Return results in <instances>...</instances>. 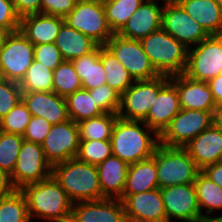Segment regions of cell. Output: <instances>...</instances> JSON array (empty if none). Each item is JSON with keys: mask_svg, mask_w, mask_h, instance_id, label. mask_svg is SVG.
I'll return each instance as SVG.
<instances>
[{"mask_svg": "<svg viewBox=\"0 0 222 222\" xmlns=\"http://www.w3.org/2000/svg\"><path fill=\"white\" fill-rule=\"evenodd\" d=\"M110 141L113 155L130 165L152 157L160 137L144 121L118 117Z\"/></svg>", "mask_w": 222, "mask_h": 222, "instance_id": "1", "label": "cell"}, {"mask_svg": "<svg viewBox=\"0 0 222 222\" xmlns=\"http://www.w3.org/2000/svg\"><path fill=\"white\" fill-rule=\"evenodd\" d=\"M21 191L27 201L30 220L37 217L49 222H70L73 201L53 175L25 185Z\"/></svg>", "mask_w": 222, "mask_h": 222, "instance_id": "2", "label": "cell"}, {"mask_svg": "<svg viewBox=\"0 0 222 222\" xmlns=\"http://www.w3.org/2000/svg\"><path fill=\"white\" fill-rule=\"evenodd\" d=\"M52 175L73 203L105 198L102 195L96 165L72 158L54 165Z\"/></svg>", "mask_w": 222, "mask_h": 222, "instance_id": "3", "label": "cell"}, {"mask_svg": "<svg viewBox=\"0 0 222 222\" xmlns=\"http://www.w3.org/2000/svg\"><path fill=\"white\" fill-rule=\"evenodd\" d=\"M151 64L160 75L184 74L188 48L162 28L139 40Z\"/></svg>", "mask_w": 222, "mask_h": 222, "instance_id": "4", "label": "cell"}, {"mask_svg": "<svg viewBox=\"0 0 222 222\" xmlns=\"http://www.w3.org/2000/svg\"><path fill=\"white\" fill-rule=\"evenodd\" d=\"M156 161L158 188L194 184L201 171L184 147L159 144L152 156Z\"/></svg>", "mask_w": 222, "mask_h": 222, "instance_id": "5", "label": "cell"}, {"mask_svg": "<svg viewBox=\"0 0 222 222\" xmlns=\"http://www.w3.org/2000/svg\"><path fill=\"white\" fill-rule=\"evenodd\" d=\"M170 81V76L159 75L149 80H135L131 86L121 94L118 117L124 120L143 121L158 92Z\"/></svg>", "mask_w": 222, "mask_h": 222, "instance_id": "6", "label": "cell"}, {"mask_svg": "<svg viewBox=\"0 0 222 222\" xmlns=\"http://www.w3.org/2000/svg\"><path fill=\"white\" fill-rule=\"evenodd\" d=\"M64 23L90 37L98 45H105L114 35L108 24L103 0L76 2Z\"/></svg>", "mask_w": 222, "mask_h": 222, "instance_id": "7", "label": "cell"}, {"mask_svg": "<svg viewBox=\"0 0 222 222\" xmlns=\"http://www.w3.org/2000/svg\"><path fill=\"white\" fill-rule=\"evenodd\" d=\"M222 73V35H210L188 49L184 72L188 78L208 82Z\"/></svg>", "mask_w": 222, "mask_h": 222, "instance_id": "8", "label": "cell"}, {"mask_svg": "<svg viewBox=\"0 0 222 222\" xmlns=\"http://www.w3.org/2000/svg\"><path fill=\"white\" fill-rule=\"evenodd\" d=\"M34 61V45L18 30L10 32L0 47V74L20 82Z\"/></svg>", "mask_w": 222, "mask_h": 222, "instance_id": "9", "label": "cell"}, {"mask_svg": "<svg viewBox=\"0 0 222 222\" xmlns=\"http://www.w3.org/2000/svg\"><path fill=\"white\" fill-rule=\"evenodd\" d=\"M212 112L181 109L159 136L160 144L167 147H184L212 125Z\"/></svg>", "mask_w": 222, "mask_h": 222, "instance_id": "10", "label": "cell"}, {"mask_svg": "<svg viewBox=\"0 0 222 222\" xmlns=\"http://www.w3.org/2000/svg\"><path fill=\"white\" fill-rule=\"evenodd\" d=\"M52 168L42 145L24 140L14 171L10 175L12 185L21 190L25 185L45 180L52 175Z\"/></svg>", "mask_w": 222, "mask_h": 222, "instance_id": "11", "label": "cell"}, {"mask_svg": "<svg viewBox=\"0 0 222 222\" xmlns=\"http://www.w3.org/2000/svg\"><path fill=\"white\" fill-rule=\"evenodd\" d=\"M134 80H149L160 74L151 64L139 40L114 34L105 44Z\"/></svg>", "mask_w": 222, "mask_h": 222, "instance_id": "12", "label": "cell"}, {"mask_svg": "<svg viewBox=\"0 0 222 222\" xmlns=\"http://www.w3.org/2000/svg\"><path fill=\"white\" fill-rule=\"evenodd\" d=\"M79 144L78 124L69 119L52 125L41 145L47 161L53 167L68 159L76 158Z\"/></svg>", "mask_w": 222, "mask_h": 222, "instance_id": "13", "label": "cell"}, {"mask_svg": "<svg viewBox=\"0 0 222 222\" xmlns=\"http://www.w3.org/2000/svg\"><path fill=\"white\" fill-rule=\"evenodd\" d=\"M162 29L190 49L210 35L179 4H164Z\"/></svg>", "mask_w": 222, "mask_h": 222, "instance_id": "14", "label": "cell"}, {"mask_svg": "<svg viewBox=\"0 0 222 222\" xmlns=\"http://www.w3.org/2000/svg\"><path fill=\"white\" fill-rule=\"evenodd\" d=\"M167 222L171 219L199 222L201 212L194 184H183L161 189Z\"/></svg>", "mask_w": 222, "mask_h": 222, "instance_id": "15", "label": "cell"}, {"mask_svg": "<svg viewBox=\"0 0 222 222\" xmlns=\"http://www.w3.org/2000/svg\"><path fill=\"white\" fill-rule=\"evenodd\" d=\"M127 222H167L160 188L137 194H123Z\"/></svg>", "mask_w": 222, "mask_h": 222, "instance_id": "16", "label": "cell"}, {"mask_svg": "<svg viewBox=\"0 0 222 222\" xmlns=\"http://www.w3.org/2000/svg\"><path fill=\"white\" fill-rule=\"evenodd\" d=\"M70 222H127L120 199L104 198L73 203Z\"/></svg>", "mask_w": 222, "mask_h": 222, "instance_id": "17", "label": "cell"}, {"mask_svg": "<svg viewBox=\"0 0 222 222\" xmlns=\"http://www.w3.org/2000/svg\"><path fill=\"white\" fill-rule=\"evenodd\" d=\"M163 6H159L156 0H145L117 34L127 39L140 40L160 30Z\"/></svg>", "mask_w": 222, "mask_h": 222, "instance_id": "18", "label": "cell"}, {"mask_svg": "<svg viewBox=\"0 0 222 222\" xmlns=\"http://www.w3.org/2000/svg\"><path fill=\"white\" fill-rule=\"evenodd\" d=\"M170 82L177 88L181 109L213 111L216 107L207 82L190 79L184 74L170 76Z\"/></svg>", "mask_w": 222, "mask_h": 222, "instance_id": "19", "label": "cell"}, {"mask_svg": "<svg viewBox=\"0 0 222 222\" xmlns=\"http://www.w3.org/2000/svg\"><path fill=\"white\" fill-rule=\"evenodd\" d=\"M22 100L32 116L45 118L52 125L69 120L65 98L54 92H22Z\"/></svg>", "mask_w": 222, "mask_h": 222, "instance_id": "20", "label": "cell"}, {"mask_svg": "<svg viewBox=\"0 0 222 222\" xmlns=\"http://www.w3.org/2000/svg\"><path fill=\"white\" fill-rule=\"evenodd\" d=\"M181 110L177 88L169 81L159 92L143 120L159 136Z\"/></svg>", "mask_w": 222, "mask_h": 222, "instance_id": "21", "label": "cell"}, {"mask_svg": "<svg viewBox=\"0 0 222 222\" xmlns=\"http://www.w3.org/2000/svg\"><path fill=\"white\" fill-rule=\"evenodd\" d=\"M197 167L215 164L221 160L222 131L213 124L184 146Z\"/></svg>", "mask_w": 222, "mask_h": 222, "instance_id": "22", "label": "cell"}, {"mask_svg": "<svg viewBox=\"0 0 222 222\" xmlns=\"http://www.w3.org/2000/svg\"><path fill=\"white\" fill-rule=\"evenodd\" d=\"M63 23L62 17L43 13L31 14L20 18L19 31L33 45L54 43Z\"/></svg>", "mask_w": 222, "mask_h": 222, "instance_id": "23", "label": "cell"}, {"mask_svg": "<svg viewBox=\"0 0 222 222\" xmlns=\"http://www.w3.org/2000/svg\"><path fill=\"white\" fill-rule=\"evenodd\" d=\"M129 164L117 156H110L97 165L99 183L105 198L120 199L126 184Z\"/></svg>", "mask_w": 222, "mask_h": 222, "instance_id": "24", "label": "cell"}, {"mask_svg": "<svg viewBox=\"0 0 222 222\" xmlns=\"http://www.w3.org/2000/svg\"><path fill=\"white\" fill-rule=\"evenodd\" d=\"M179 4L209 35H222V8L216 0H182Z\"/></svg>", "mask_w": 222, "mask_h": 222, "instance_id": "25", "label": "cell"}, {"mask_svg": "<svg viewBox=\"0 0 222 222\" xmlns=\"http://www.w3.org/2000/svg\"><path fill=\"white\" fill-rule=\"evenodd\" d=\"M54 44L59 48L64 61H71L89 54L98 46L90 37L65 23L60 27Z\"/></svg>", "mask_w": 222, "mask_h": 222, "instance_id": "26", "label": "cell"}, {"mask_svg": "<svg viewBox=\"0 0 222 222\" xmlns=\"http://www.w3.org/2000/svg\"><path fill=\"white\" fill-rule=\"evenodd\" d=\"M155 188H158V179L153 157L129 165L123 194H137Z\"/></svg>", "mask_w": 222, "mask_h": 222, "instance_id": "27", "label": "cell"}, {"mask_svg": "<svg viewBox=\"0 0 222 222\" xmlns=\"http://www.w3.org/2000/svg\"><path fill=\"white\" fill-rule=\"evenodd\" d=\"M80 77L82 87L86 90L106 85V75L99 58V45L89 54L71 60Z\"/></svg>", "mask_w": 222, "mask_h": 222, "instance_id": "28", "label": "cell"}, {"mask_svg": "<svg viewBox=\"0 0 222 222\" xmlns=\"http://www.w3.org/2000/svg\"><path fill=\"white\" fill-rule=\"evenodd\" d=\"M99 58L106 75V84L122 94L135 81L122 63L105 46L99 45Z\"/></svg>", "mask_w": 222, "mask_h": 222, "instance_id": "29", "label": "cell"}, {"mask_svg": "<svg viewBox=\"0 0 222 222\" xmlns=\"http://www.w3.org/2000/svg\"><path fill=\"white\" fill-rule=\"evenodd\" d=\"M198 198L201 219L209 217L215 210H222V188L205 176L201 171L197 174L194 182ZM206 210V215L203 213Z\"/></svg>", "mask_w": 222, "mask_h": 222, "instance_id": "30", "label": "cell"}, {"mask_svg": "<svg viewBox=\"0 0 222 222\" xmlns=\"http://www.w3.org/2000/svg\"><path fill=\"white\" fill-rule=\"evenodd\" d=\"M69 119L76 123L103 114L96 105L94 97L84 88L75 91L65 98Z\"/></svg>", "mask_w": 222, "mask_h": 222, "instance_id": "31", "label": "cell"}, {"mask_svg": "<svg viewBox=\"0 0 222 222\" xmlns=\"http://www.w3.org/2000/svg\"><path fill=\"white\" fill-rule=\"evenodd\" d=\"M117 118V114L103 113L77 123L80 140H110Z\"/></svg>", "mask_w": 222, "mask_h": 222, "instance_id": "32", "label": "cell"}, {"mask_svg": "<svg viewBox=\"0 0 222 222\" xmlns=\"http://www.w3.org/2000/svg\"><path fill=\"white\" fill-rule=\"evenodd\" d=\"M145 0H103L106 18L117 34Z\"/></svg>", "mask_w": 222, "mask_h": 222, "instance_id": "33", "label": "cell"}, {"mask_svg": "<svg viewBox=\"0 0 222 222\" xmlns=\"http://www.w3.org/2000/svg\"><path fill=\"white\" fill-rule=\"evenodd\" d=\"M19 86L22 92H53V71L34 60Z\"/></svg>", "mask_w": 222, "mask_h": 222, "instance_id": "34", "label": "cell"}, {"mask_svg": "<svg viewBox=\"0 0 222 222\" xmlns=\"http://www.w3.org/2000/svg\"><path fill=\"white\" fill-rule=\"evenodd\" d=\"M0 222H31L24 193L15 189L0 198Z\"/></svg>", "mask_w": 222, "mask_h": 222, "instance_id": "35", "label": "cell"}, {"mask_svg": "<svg viewBox=\"0 0 222 222\" xmlns=\"http://www.w3.org/2000/svg\"><path fill=\"white\" fill-rule=\"evenodd\" d=\"M83 88L80 77L71 61H63L53 71V92L66 98Z\"/></svg>", "mask_w": 222, "mask_h": 222, "instance_id": "36", "label": "cell"}, {"mask_svg": "<svg viewBox=\"0 0 222 222\" xmlns=\"http://www.w3.org/2000/svg\"><path fill=\"white\" fill-rule=\"evenodd\" d=\"M24 138L0 130V169L11 175L14 171Z\"/></svg>", "mask_w": 222, "mask_h": 222, "instance_id": "37", "label": "cell"}, {"mask_svg": "<svg viewBox=\"0 0 222 222\" xmlns=\"http://www.w3.org/2000/svg\"><path fill=\"white\" fill-rule=\"evenodd\" d=\"M112 155L110 140H80L76 158L87 164L97 166Z\"/></svg>", "mask_w": 222, "mask_h": 222, "instance_id": "38", "label": "cell"}, {"mask_svg": "<svg viewBox=\"0 0 222 222\" xmlns=\"http://www.w3.org/2000/svg\"><path fill=\"white\" fill-rule=\"evenodd\" d=\"M32 115L23 100L0 120V130L13 134H24Z\"/></svg>", "mask_w": 222, "mask_h": 222, "instance_id": "39", "label": "cell"}, {"mask_svg": "<svg viewBox=\"0 0 222 222\" xmlns=\"http://www.w3.org/2000/svg\"><path fill=\"white\" fill-rule=\"evenodd\" d=\"M88 91L103 113H118L121 94L115 89L106 84Z\"/></svg>", "mask_w": 222, "mask_h": 222, "instance_id": "40", "label": "cell"}, {"mask_svg": "<svg viewBox=\"0 0 222 222\" xmlns=\"http://www.w3.org/2000/svg\"><path fill=\"white\" fill-rule=\"evenodd\" d=\"M22 100V91L19 83L0 79V120Z\"/></svg>", "mask_w": 222, "mask_h": 222, "instance_id": "41", "label": "cell"}, {"mask_svg": "<svg viewBox=\"0 0 222 222\" xmlns=\"http://www.w3.org/2000/svg\"><path fill=\"white\" fill-rule=\"evenodd\" d=\"M34 60L54 71L64 59L59 48L54 43L34 45Z\"/></svg>", "mask_w": 222, "mask_h": 222, "instance_id": "42", "label": "cell"}, {"mask_svg": "<svg viewBox=\"0 0 222 222\" xmlns=\"http://www.w3.org/2000/svg\"><path fill=\"white\" fill-rule=\"evenodd\" d=\"M51 126L45 118L32 116L22 137L25 141L42 144Z\"/></svg>", "mask_w": 222, "mask_h": 222, "instance_id": "43", "label": "cell"}, {"mask_svg": "<svg viewBox=\"0 0 222 222\" xmlns=\"http://www.w3.org/2000/svg\"><path fill=\"white\" fill-rule=\"evenodd\" d=\"M0 26L9 32H15L20 27V17L17 15L12 0H0Z\"/></svg>", "mask_w": 222, "mask_h": 222, "instance_id": "44", "label": "cell"}, {"mask_svg": "<svg viewBox=\"0 0 222 222\" xmlns=\"http://www.w3.org/2000/svg\"><path fill=\"white\" fill-rule=\"evenodd\" d=\"M74 0H41V13L64 18L75 6Z\"/></svg>", "mask_w": 222, "mask_h": 222, "instance_id": "45", "label": "cell"}, {"mask_svg": "<svg viewBox=\"0 0 222 222\" xmlns=\"http://www.w3.org/2000/svg\"><path fill=\"white\" fill-rule=\"evenodd\" d=\"M17 15L22 18L27 15L41 13V0H12Z\"/></svg>", "mask_w": 222, "mask_h": 222, "instance_id": "46", "label": "cell"}, {"mask_svg": "<svg viewBox=\"0 0 222 222\" xmlns=\"http://www.w3.org/2000/svg\"><path fill=\"white\" fill-rule=\"evenodd\" d=\"M201 172L222 188V161L204 167Z\"/></svg>", "mask_w": 222, "mask_h": 222, "instance_id": "47", "label": "cell"}, {"mask_svg": "<svg viewBox=\"0 0 222 222\" xmlns=\"http://www.w3.org/2000/svg\"><path fill=\"white\" fill-rule=\"evenodd\" d=\"M207 84L213 94L216 106L222 104V73L208 81Z\"/></svg>", "mask_w": 222, "mask_h": 222, "instance_id": "48", "label": "cell"}, {"mask_svg": "<svg viewBox=\"0 0 222 222\" xmlns=\"http://www.w3.org/2000/svg\"><path fill=\"white\" fill-rule=\"evenodd\" d=\"M15 190L10 175L0 169V198L10 195Z\"/></svg>", "mask_w": 222, "mask_h": 222, "instance_id": "49", "label": "cell"}, {"mask_svg": "<svg viewBox=\"0 0 222 222\" xmlns=\"http://www.w3.org/2000/svg\"><path fill=\"white\" fill-rule=\"evenodd\" d=\"M212 124L222 131V104L214 108L212 112Z\"/></svg>", "mask_w": 222, "mask_h": 222, "instance_id": "50", "label": "cell"}, {"mask_svg": "<svg viewBox=\"0 0 222 222\" xmlns=\"http://www.w3.org/2000/svg\"><path fill=\"white\" fill-rule=\"evenodd\" d=\"M9 33L10 32L6 28L0 26V47L3 45L5 38Z\"/></svg>", "mask_w": 222, "mask_h": 222, "instance_id": "51", "label": "cell"}, {"mask_svg": "<svg viewBox=\"0 0 222 222\" xmlns=\"http://www.w3.org/2000/svg\"><path fill=\"white\" fill-rule=\"evenodd\" d=\"M199 222H222L221 218H203Z\"/></svg>", "mask_w": 222, "mask_h": 222, "instance_id": "52", "label": "cell"}, {"mask_svg": "<svg viewBox=\"0 0 222 222\" xmlns=\"http://www.w3.org/2000/svg\"><path fill=\"white\" fill-rule=\"evenodd\" d=\"M163 4H177L180 3L182 0H162Z\"/></svg>", "mask_w": 222, "mask_h": 222, "instance_id": "53", "label": "cell"}, {"mask_svg": "<svg viewBox=\"0 0 222 222\" xmlns=\"http://www.w3.org/2000/svg\"><path fill=\"white\" fill-rule=\"evenodd\" d=\"M75 2H84V1H92V0H74Z\"/></svg>", "mask_w": 222, "mask_h": 222, "instance_id": "54", "label": "cell"}, {"mask_svg": "<svg viewBox=\"0 0 222 222\" xmlns=\"http://www.w3.org/2000/svg\"><path fill=\"white\" fill-rule=\"evenodd\" d=\"M222 8V0H216Z\"/></svg>", "mask_w": 222, "mask_h": 222, "instance_id": "55", "label": "cell"}, {"mask_svg": "<svg viewBox=\"0 0 222 222\" xmlns=\"http://www.w3.org/2000/svg\"><path fill=\"white\" fill-rule=\"evenodd\" d=\"M213 218H221V219H222V215H220V216H217V217L215 216V217H213Z\"/></svg>", "mask_w": 222, "mask_h": 222, "instance_id": "56", "label": "cell"}]
</instances>
